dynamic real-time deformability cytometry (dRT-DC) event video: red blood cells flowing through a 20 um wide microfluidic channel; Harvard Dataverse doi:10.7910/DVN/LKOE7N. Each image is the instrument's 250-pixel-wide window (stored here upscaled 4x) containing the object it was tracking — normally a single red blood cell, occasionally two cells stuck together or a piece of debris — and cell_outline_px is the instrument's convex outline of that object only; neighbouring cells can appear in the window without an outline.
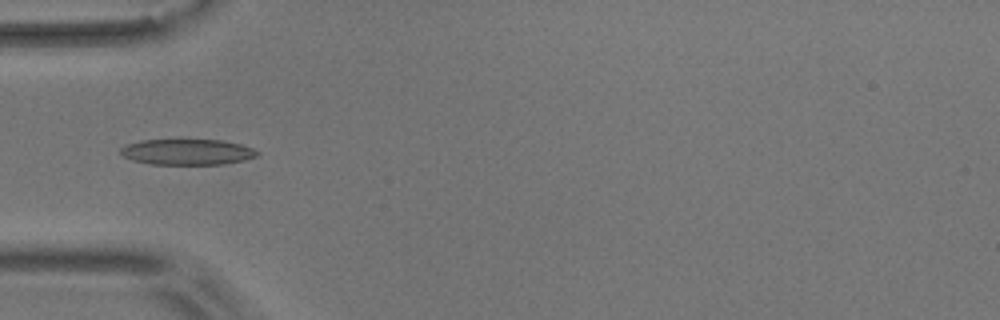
{"species": "common noctule bat (a hibernating species)", "species_latin": "Nyctalus noctula", "temperature_condition": "room temperature", "stored_images_in_passage": 13, "camera_frame_rate_fps": 3000, "um_per_image_px": 0.085, "animal": {"sex": "male", "body_mass_g": 17.9}, "frame": {"image": 1, "passage_image": 4, "time_ms": 4.667, "image_size_px": [1000, 320], "cell_outline_px": [[260, 152], [256, 156], [244, 160], [220, 164], [152, 164], [132, 160], [124, 156], [120, 152], [120, 148], [128, 144], [140, 140], [220, 140], [240, 144], [252, 148]], "centroid_in_image_um": [15.91, 12.91], "position_along_channel_um": 69.1, "area_um2": 20.29}}
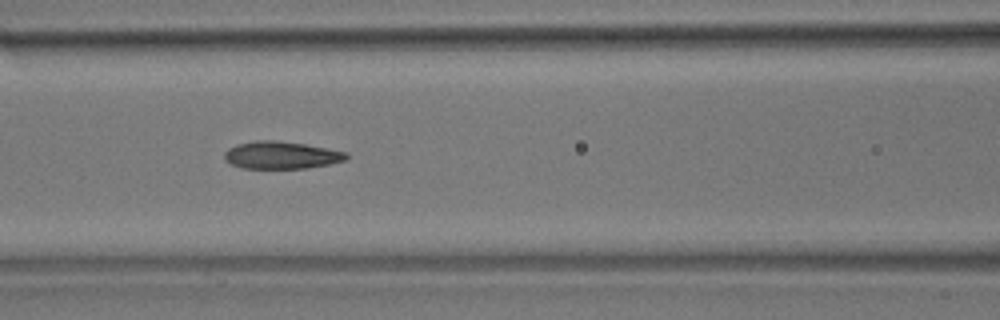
{"frame": {"image": 2, "passage_image": 6, "time_ms": 6.667, "image_size_px": [1000, 320], "cell_outline_px": [[348, 160], [308, 168], [240, 168], [224, 160], [224, 152], [228, 148], [236, 144], [256, 140], [276, 140], [304, 144], [348, 152]], "centroid_in_image_um": [23.89, 13.18], "position_along_channel_um": 142.7, "area_um2": 19.59}, "authors_computed_cell_mechanics": {"area_um2": 19.7676, "velocity_mm_per_s": 3.6462, "shape_relaxation_time_tau1_ms": null, "shape_relaxation_time_tau2_ms": 1.5101, "deformation_change_tau1": null, "deformation_change_tau2": 0.0813}}